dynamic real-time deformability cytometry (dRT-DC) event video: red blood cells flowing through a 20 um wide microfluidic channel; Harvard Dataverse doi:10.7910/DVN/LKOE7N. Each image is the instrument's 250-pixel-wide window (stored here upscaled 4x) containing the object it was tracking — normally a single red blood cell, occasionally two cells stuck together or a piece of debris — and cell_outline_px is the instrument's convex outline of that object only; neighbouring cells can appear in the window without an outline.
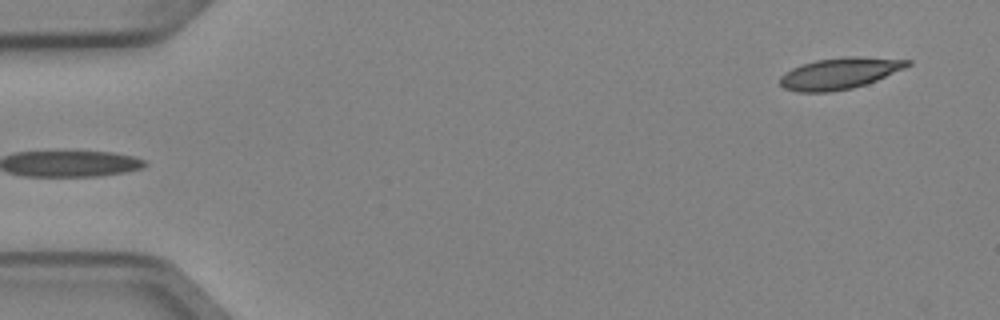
{"species": "Egyptian fruit bat (a non-hibernating species)", "species_latin": "Rousettus aegyptiacus", "temperature_condition": "cold", "stored_images_in_passage": 5, "segment_of_instrument_passage": [2, 2], "camera_frame_rate_fps": 3000, "um_per_image_px": 0.085, "animal": {"sex": "female"}, "frame": {"image": 1, "passage_image": 5, "time_ms": 1.333, "image_size_px": [1000, 320], "cell_outline_px": [[912, 64], [904, 68], [876, 80], [852, 88], [828, 92], [796, 92], [784, 88], [780, 84], [780, 76], [784, 72], [792, 68], [816, 60], [844, 56], [856, 56], [912, 60]], "centroid_in_image_um": [71.35, 6.23], "position_along_channel_um": 13.7, "area_um2": 23.18}}